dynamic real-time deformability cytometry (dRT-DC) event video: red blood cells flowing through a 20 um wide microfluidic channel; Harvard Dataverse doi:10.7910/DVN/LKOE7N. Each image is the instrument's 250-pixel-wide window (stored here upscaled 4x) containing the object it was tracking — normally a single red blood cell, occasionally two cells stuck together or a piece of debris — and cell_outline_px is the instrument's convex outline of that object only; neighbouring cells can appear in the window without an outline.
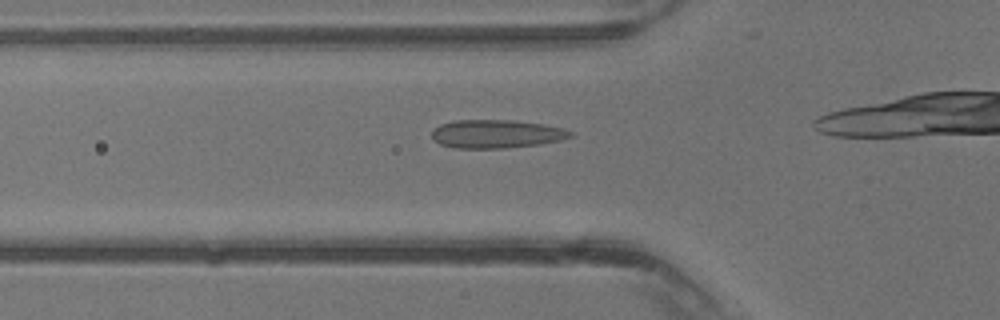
{"species": "common noctule bat (a hibernating species)", "species_latin": "Nyctalus noctula", "temperature_condition": "warm", "stored_images_in_passage": 18, "camera_frame_rate_fps": 3000, "um_per_image_px": 0.085, "animal": {"sex": "male", "body_mass_g": 13.3}, "frame": {"image": 1, "passage_image": 7, "time_ms": 2.0, "image_size_px": [1000, 320], "cell_outline_px": [[572, 136], [560, 140], [540, 144], [508, 148], [452, 148], [440, 144], [432, 140], [432, 132], [440, 124], [456, 120], [512, 120], [544, 124], [564, 128], [572, 132]], "centroid_in_image_um": [42.18, 11.39], "position_along_channel_um": 83.6, "area_um2": 23.0}}
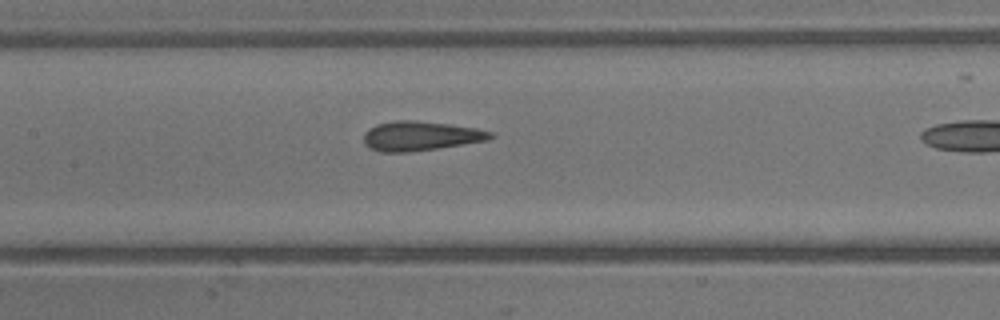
{"frame": {"image": 2, "passage_image": 12, "time_ms": 3.667, "image_size_px": [1000, 320], "cell_outline_px": [[496, 136], [488, 140], [440, 148], [408, 152], [380, 152], [368, 148], [364, 144], [364, 132], [368, 128], [376, 124], [396, 120], [416, 120], [448, 124], [476, 128], [496, 132]], "centroid_in_image_um": [35.75, 11.56], "position_along_channel_um": 171.6, "area_um2": 22.08}}
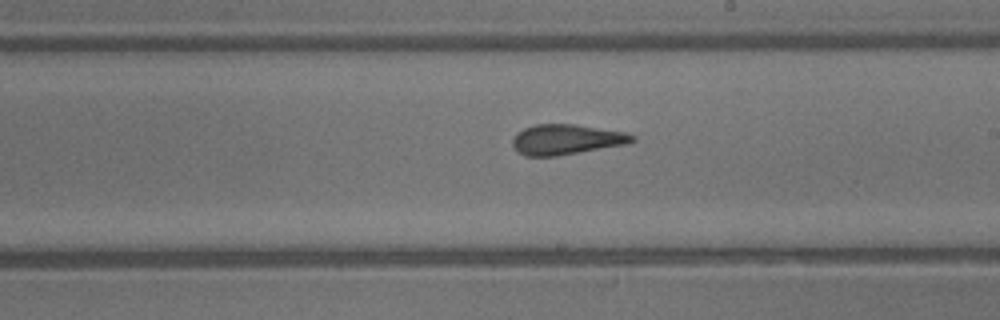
{"frame": {"image": 3, "passage_image": 16, "time_ms": 5.0, "image_size_px": [1000, 320], "cell_outline_px": [[636, 140], [628, 144], [556, 156], [524, 156], [516, 152], [512, 144], [512, 140], [516, 132], [524, 128], [536, 124], [572, 124], [624, 132], [636, 136]], "centroid_in_image_um": [48.1, 11.86], "position_along_channel_um": 240.9, "area_um2": 21.15}}